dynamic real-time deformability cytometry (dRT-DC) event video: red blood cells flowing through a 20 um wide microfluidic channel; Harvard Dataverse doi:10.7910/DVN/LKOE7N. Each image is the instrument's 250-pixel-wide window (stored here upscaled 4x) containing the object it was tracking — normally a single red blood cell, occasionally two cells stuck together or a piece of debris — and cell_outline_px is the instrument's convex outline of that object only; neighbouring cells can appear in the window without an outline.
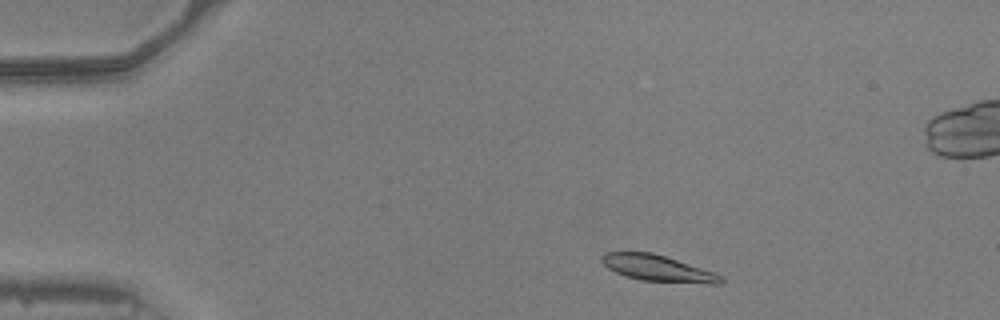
{"species": "common noctule bat (a hibernating species)", "species_latin": "Nyctalus noctula", "temperature_condition": "warm", "stored_images_in_passage": 48, "camera_frame_rate_fps": 3000, "um_per_image_px": 0.085, "animal": {"sex": "male", "body_mass_g": 20.5, "forearm_length_mm": 52.5}, "frame": {"image": 1, "passage_image": 4, "time_ms": 1.0, "image_size_px": [1000, 320], "cell_outline_px": [[724, 280], [720, 284], [708, 284], [640, 280], [624, 276], [608, 268], [600, 260], [600, 256], [604, 252], [652, 252], [716, 272]], "centroid_in_image_um": [55.91, 22.8], "position_along_channel_um": 29.1, "area_um2": 18.32}}
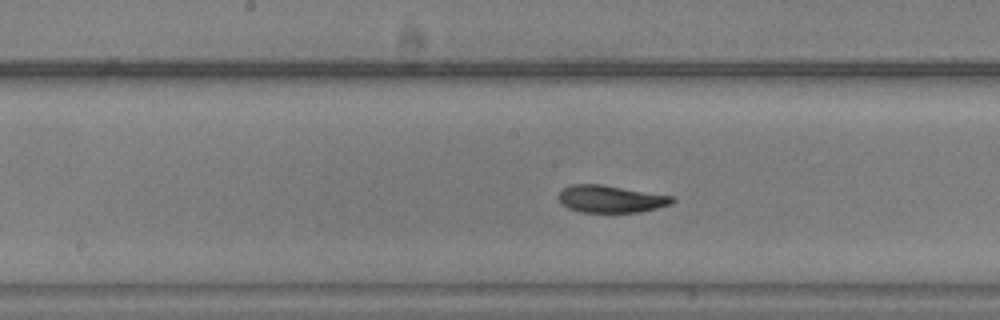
{"frame": {"image": 2, "passage_image": 22, "time_ms": 7.0, "image_size_px": [1000, 320], "cell_outline_px": [[676, 200], [672, 204], [640, 212], [580, 212], [568, 208], [556, 196], [564, 188], [572, 184], [600, 184], [676, 196]], "centroid_in_image_um": [51.96, 16.91], "position_along_channel_um": 196.2, "area_um2": 18.15}}
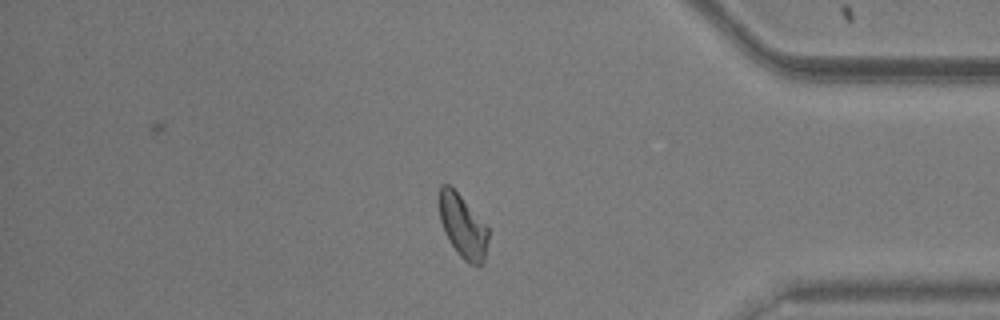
{"frame": {"image": 3, "passage_image": 39, "time_ms": 12.667, "image_size_px": [1000, 320], "cell_outline_px": [[488, 240], [484, 260], [480, 264], [468, 264], [456, 252], [444, 232], [440, 220], [440, 184], [448, 184], [460, 196], [488, 228]], "centroid_in_image_um": [39.33, 19.27], "position_along_channel_um": 395.9, "area_um2": 17.57}}